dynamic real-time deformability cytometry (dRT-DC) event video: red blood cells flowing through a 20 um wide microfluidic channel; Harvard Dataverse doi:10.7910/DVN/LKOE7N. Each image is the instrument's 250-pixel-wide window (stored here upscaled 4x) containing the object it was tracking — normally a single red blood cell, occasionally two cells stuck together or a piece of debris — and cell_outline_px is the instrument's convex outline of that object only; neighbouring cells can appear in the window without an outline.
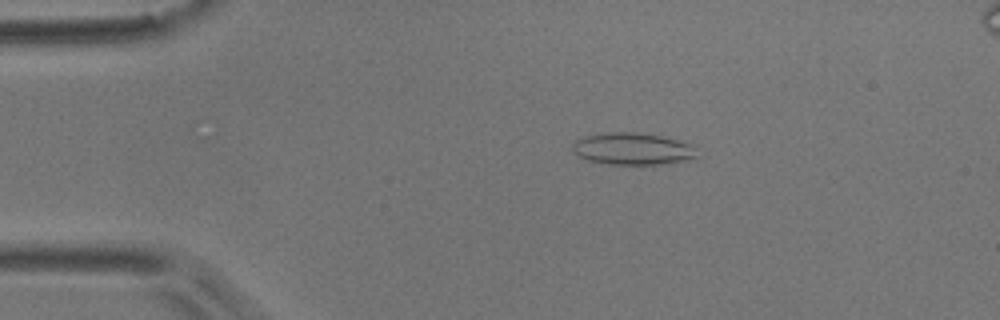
{"species": "common noctule bat (a hibernating species)", "species_latin": "Nyctalus noctula", "temperature_condition": "room temperature", "stored_images_in_passage": 47, "camera_frame_rate_fps": 3000, "um_per_image_px": 0.085, "animal": {"sex": "male", "body_mass_g": 17.9}, "frame": {"image": 1, "passage_image": 4, "time_ms": 1.0, "image_size_px": [1000, 320], "cell_outline_px": [[700, 156], [684, 160], [660, 164], [608, 164], [588, 160], [580, 156], [572, 148], [572, 144], [580, 136], [612, 132], [636, 132], [660, 136], [676, 140], [688, 144]], "centroid_in_image_um": [53.72, 12.64], "position_along_channel_um": 31.3, "area_um2": 22.83}}
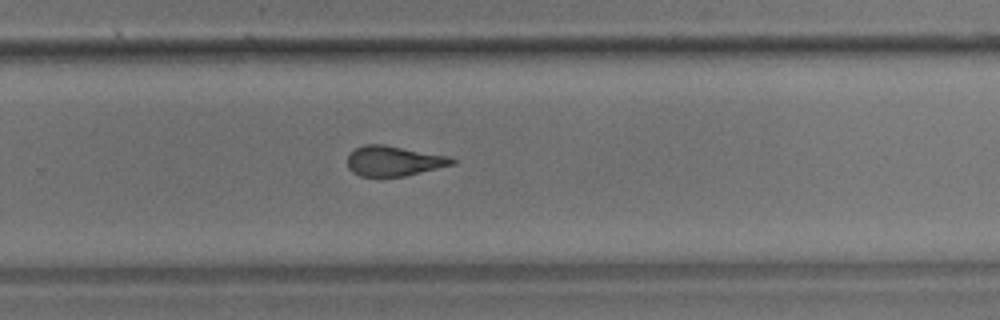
{"frame": {"image": 2, "passage_image": 29, "time_ms": 9.333, "image_size_px": [1000, 320], "cell_outline_px": [[456, 164], [404, 176], [360, 176], [352, 172], [348, 168], [348, 152], [364, 144], [384, 144], [448, 156], [456, 160]], "centroid_in_image_um": [33.45, 13.67], "position_along_channel_um": 296.3, "area_um2": 18.38}}
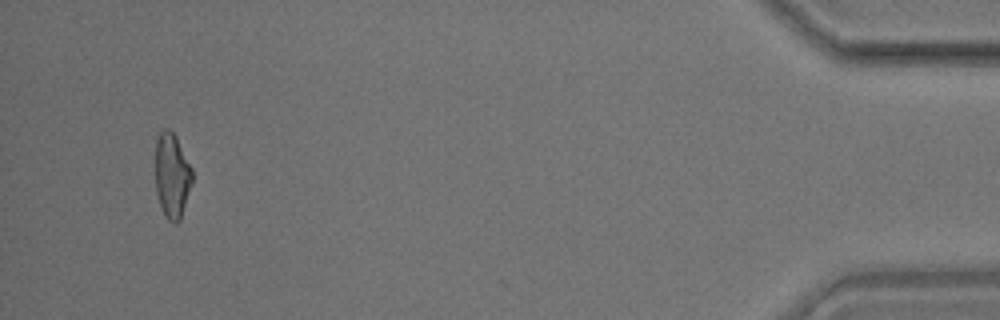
{"frame": {"image": 3, "passage_image": 45, "time_ms": 14.667, "image_size_px": [1000, 320], "cell_outline_px": [[192, 184], [180, 220], [176, 224], [168, 220], [164, 216], [156, 192], [156, 140], [160, 132], [164, 128], [168, 128], [176, 136], [192, 168]], "centroid_in_image_um": [14.63, 14.93], "position_along_channel_um": 420.6, "area_um2": 18.26}, "authors_computed_cell_mechanics": {"area_um2": 19.0162, "velocity_mm_per_s": 3.7501, "shape_relaxation_time_tau1_ms": null, "shape_relaxation_time_tau2_ms": 2.3237, "deformation_change_tau1": null, "deformation_change_tau2": 0.1146}}